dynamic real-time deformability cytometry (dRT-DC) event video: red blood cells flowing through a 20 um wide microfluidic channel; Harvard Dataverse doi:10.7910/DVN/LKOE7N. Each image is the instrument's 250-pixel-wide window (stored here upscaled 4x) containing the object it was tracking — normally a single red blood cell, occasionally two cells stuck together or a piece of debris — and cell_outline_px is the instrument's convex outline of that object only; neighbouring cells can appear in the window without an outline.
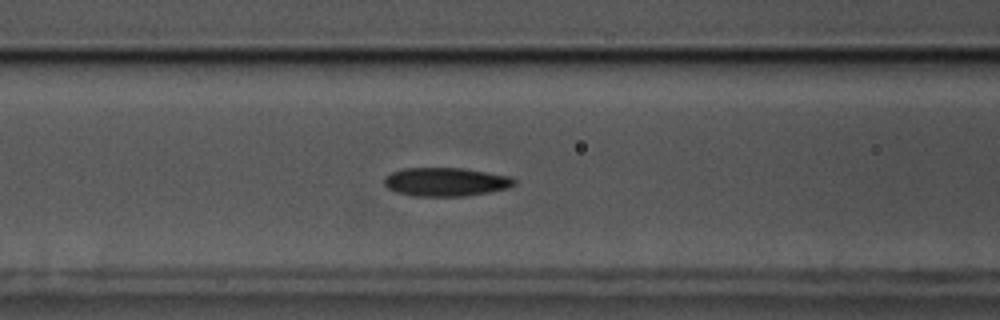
{"species": "common noctule bat (a hibernating species)", "species_latin": "Nyctalus noctula", "temperature_condition": "cold", "stored_images_in_passage": 43, "camera_frame_rate_fps": 3000, "um_per_image_px": 0.085, "animal": {"sex": "male", "body_mass_g": 17.5, "forearm_length_mm": 52.3}, "frame": {"image": 1, "passage_image": 9, "time_ms": 2.667, "image_size_px": [1000, 320], "cell_outline_px": [[516, 184], [508, 188], [488, 192], [464, 196], [412, 196], [396, 192], [388, 188], [384, 184], [384, 176], [388, 172], [404, 168], [464, 168], [512, 176], [516, 180]], "centroid_in_image_um": [37.87, 15.45], "position_along_channel_um": 128.7, "area_um2": 21.96}}
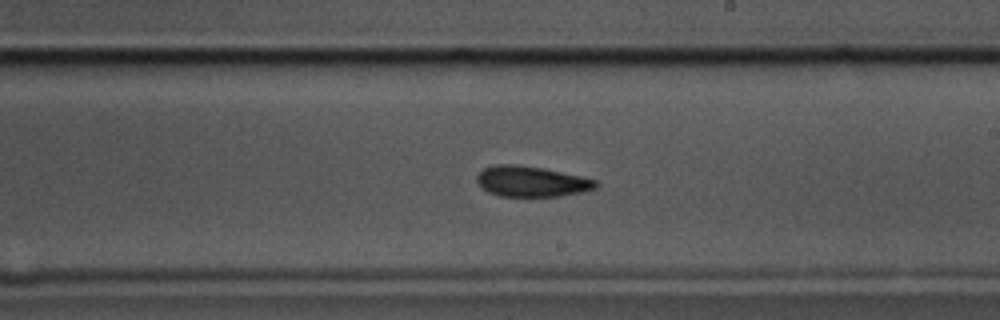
{"frame": {"image": 2, "passage_image": 19, "time_ms": 6.0, "image_size_px": [1000, 320], "cell_outline_px": [[596, 188], [584, 192], [560, 196], [500, 196], [488, 192], [476, 180], [476, 176], [484, 168], [496, 164], [516, 164], [544, 168], [584, 176], [596, 180]], "centroid_in_image_um": [45.2, 15.41], "position_along_channel_um": 243.8, "area_um2": 21.27}}
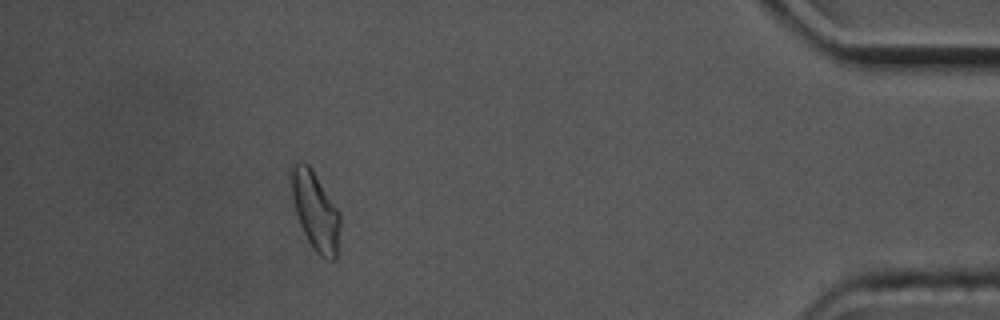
{"frame": {"image": 3, "passage_image": 38, "time_ms": 12.333, "image_size_px": [1000, 320], "cell_outline_px": [[340, 224], [336, 260], [328, 260], [320, 256], [316, 252], [308, 240], [300, 224], [296, 212], [292, 196], [288, 172], [292, 164], [296, 160], [300, 160], [308, 164], [312, 168], [340, 212]], "centroid_in_image_um": [26.78, 17.86], "position_along_channel_um": 408.4, "area_um2": 22.66}, "authors_computed_cell_mechanics": {"area_um2": 21.6172, "velocity_mm_per_s": 3.4613, "shape_relaxation_time_tau1_ms": 7.9089, "shape_relaxation_time_tau2_ms": 4.8445, "deformation_change_tau1": 0.1401, "deformation_change_tau2": 0.0944}}